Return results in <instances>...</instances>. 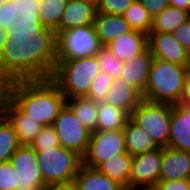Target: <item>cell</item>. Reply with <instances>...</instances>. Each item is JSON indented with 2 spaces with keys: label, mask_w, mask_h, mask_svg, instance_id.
Here are the masks:
<instances>
[{
  "label": "cell",
  "mask_w": 190,
  "mask_h": 190,
  "mask_svg": "<svg viewBox=\"0 0 190 190\" xmlns=\"http://www.w3.org/2000/svg\"><path fill=\"white\" fill-rule=\"evenodd\" d=\"M0 54V88L17 80L51 78L57 65V34L41 19H19Z\"/></svg>",
  "instance_id": "cell-1"
},
{
  "label": "cell",
  "mask_w": 190,
  "mask_h": 190,
  "mask_svg": "<svg viewBox=\"0 0 190 190\" xmlns=\"http://www.w3.org/2000/svg\"><path fill=\"white\" fill-rule=\"evenodd\" d=\"M0 91L26 116L43 126L53 125L66 98L51 79L17 80Z\"/></svg>",
  "instance_id": "cell-2"
},
{
  "label": "cell",
  "mask_w": 190,
  "mask_h": 190,
  "mask_svg": "<svg viewBox=\"0 0 190 190\" xmlns=\"http://www.w3.org/2000/svg\"><path fill=\"white\" fill-rule=\"evenodd\" d=\"M188 77V66L154 59L149 73L144 100L176 104Z\"/></svg>",
  "instance_id": "cell-3"
},
{
  "label": "cell",
  "mask_w": 190,
  "mask_h": 190,
  "mask_svg": "<svg viewBox=\"0 0 190 190\" xmlns=\"http://www.w3.org/2000/svg\"><path fill=\"white\" fill-rule=\"evenodd\" d=\"M96 55L73 59H57L51 79L66 99L86 97L93 79L100 72Z\"/></svg>",
  "instance_id": "cell-4"
},
{
  "label": "cell",
  "mask_w": 190,
  "mask_h": 190,
  "mask_svg": "<svg viewBox=\"0 0 190 190\" xmlns=\"http://www.w3.org/2000/svg\"><path fill=\"white\" fill-rule=\"evenodd\" d=\"M36 155L46 185L73 181L83 164L81 155L62 146L36 151Z\"/></svg>",
  "instance_id": "cell-5"
},
{
  "label": "cell",
  "mask_w": 190,
  "mask_h": 190,
  "mask_svg": "<svg viewBox=\"0 0 190 190\" xmlns=\"http://www.w3.org/2000/svg\"><path fill=\"white\" fill-rule=\"evenodd\" d=\"M130 118L142 127L160 147L169 144L171 104L142 100Z\"/></svg>",
  "instance_id": "cell-6"
},
{
  "label": "cell",
  "mask_w": 190,
  "mask_h": 190,
  "mask_svg": "<svg viewBox=\"0 0 190 190\" xmlns=\"http://www.w3.org/2000/svg\"><path fill=\"white\" fill-rule=\"evenodd\" d=\"M101 46L93 25L67 29L57 35V59L93 56Z\"/></svg>",
  "instance_id": "cell-7"
},
{
  "label": "cell",
  "mask_w": 190,
  "mask_h": 190,
  "mask_svg": "<svg viewBox=\"0 0 190 190\" xmlns=\"http://www.w3.org/2000/svg\"><path fill=\"white\" fill-rule=\"evenodd\" d=\"M52 126L55 129L60 146L75 151L82 157L85 155L91 131L77 119L66 104L60 110Z\"/></svg>",
  "instance_id": "cell-8"
},
{
  "label": "cell",
  "mask_w": 190,
  "mask_h": 190,
  "mask_svg": "<svg viewBox=\"0 0 190 190\" xmlns=\"http://www.w3.org/2000/svg\"><path fill=\"white\" fill-rule=\"evenodd\" d=\"M126 153L124 133L122 130L93 131L87 151L83 156V164L95 168L114 155Z\"/></svg>",
  "instance_id": "cell-9"
},
{
  "label": "cell",
  "mask_w": 190,
  "mask_h": 190,
  "mask_svg": "<svg viewBox=\"0 0 190 190\" xmlns=\"http://www.w3.org/2000/svg\"><path fill=\"white\" fill-rule=\"evenodd\" d=\"M162 147L132 156L130 189L154 188L160 179Z\"/></svg>",
  "instance_id": "cell-10"
},
{
  "label": "cell",
  "mask_w": 190,
  "mask_h": 190,
  "mask_svg": "<svg viewBox=\"0 0 190 190\" xmlns=\"http://www.w3.org/2000/svg\"><path fill=\"white\" fill-rule=\"evenodd\" d=\"M19 177L15 190H44L47 186L41 176L36 151L21 145L10 158Z\"/></svg>",
  "instance_id": "cell-11"
},
{
  "label": "cell",
  "mask_w": 190,
  "mask_h": 190,
  "mask_svg": "<svg viewBox=\"0 0 190 190\" xmlns=\"http://www.w3.org/2000/svg\"><path fill=\"white\" fill-rule=\"evenodd\" d=\"M148 47L154 59L188 66L190 53L179 43L172 33H150Z\"/></svg>",
  "instance_id": "cell-12"
},
{
  "label": "cell",
  "mask_w": 190,
  "mask_h": 190,
  "mask_svg": "<svg viewBox=\"0 0 190 190\" xmlns=\"http://www.w3.org/2000/svg\"><path fill=\"white\" fill-rule=\"evenodd\" d=\"M0 112L14 127L21 145H29L44 127L39 122L23 114L1 91Z\"/></svg>",
  "instance_id": "cell-13"
},
{
  "label": "cell",
  "mask_w": 190,
  "mask_h": 190,
  "mask_svg": "<svg viewBox=\"0 0 190 190\" xmlns=\"http://www.w3.org/2000/svg\"><path fill=\"white\" fill-rule=\"evenodd\" d=\"M167 147L190 152V104H171V124Z\"/></svg>",
  "instance_id": "cell-14"
},
{
  "label": "cell",
  "mask_w": 190,
  "mask_h": 190,
  "mask_svg": "<svg viewBox=\"0 0 190 190\" xmlns=\"http://www.w3.org/2000/svg\"><path fill=\"white\" fill-rule=\"evenodd\" d=\"M153 61L154 56L152 55V51L147 47L137 57L123 63V69L119 78L132 85L143 95Z\"/></svg>",
  "instance_id": "cell-15"
},
{
  "label": "cell",
  "mask_w": 190,
  "mask_h": 190,
  "mask_svg": "<svg viewBox=\"0 0 190 190\" xmlns=\"http://www.w3.org/2000/svg\"><path fill=\"white\" fill-rule=\"evenodd\" d=\"M190 179V152L162 147V166L159 180Z\"/></svg>",
  "instance_id": "cell-16"
},
{
  "label": "cell",
  "mask_w": 190,
  "mask_h": 190,
  "mask_svg": "<svg viewBox=\"0 0 190 190\" xmlns=\"http://www.w3.org/2000/svg\"><path fill=\"white\" fill-rule=\"evenodd\" d=\"M121 61L134 59L148 47V35L132 30L105 45Z\"/></svg>",
  "instance_id": "cell-17"
},
{
  "label": "cell",
  "mask_w": 190,
  "mask_h": 190,
  "mask_svg": "<svg viewBox=\"0 0 190 190\" xmlns=\"http://www.w3.org/2000/svg\"><path fill=\"white\" fill-rule=\"evenodd\" d=\"M97 8L83 0H68L59 25V33L72 28L93 25Z\"/></svg>",
  "instance_id": "cell-18"
},
{
  "label": "cell",
  "mask_w": 190,
  "mask_h": 190,
  "mask_svg": "<svg viewBox=\"0 0 190 190\" xmlns=\"http://www.w3.org/2000/svg\"><path fill=\"white\" fill-rule=\"evenodd\" d=\"M143 100L142 94L132 85L117 77L113 79L104 102L121 108L131 115L132 111Z\"/></svg>",
  "instance_id": "cell-19"
},
{
  "label": "cell",
  "mask_w": 190,
  "mask_h": 190,
  "mask_svg": "<svg viewBox=\"0 0 190 190\" xmlns=\"http://www.w3.org/2000/svg\"><path fill=\"white\" fill-rule=\"evenodd\" d=\"M123 133L126 152L131 156L160 148L157 142L131 118L123 127Z\"/></svg>",
  "instance_id": "cell-20"
},
{
  "label": "cell",
  "mask_w": 190,
  "mask_h": 190,
  "mask_svg": "<svg viewBox=\"0 0 190 190\" xmlns=\"http://www.w3.org/2000/svg\"><path fill=\"white\" fill-rule=\"evenodd\" d=\"M93 26L101 45L132 31L123 16L97 13Z\"/></svg>",
  "instance_id": "cell-21"
},
{
  "label": "cell",
  "mask_w": 190,
  "mask_h": 190,
  "mask_svg": "<svg viewBox=\"0 0 190 190\" xmlns=\"http://www.w3.org/2000/svg\"><path fill=\"white\" fill-rule=\"evenodd\" d=\"M74 182L77 190H124L110 177L85 164L80 167Z\"/></svg>",
  "instance_id": "cell-22"
},
{
  "label": "cell",
  "mask_w": 190,
  "mask_h": 190,
  "mask_svg": "<svg viewBox=\"0 0 190 190\" xmlns=\"http://www.w3.org/2000/svg\"><path fill=\"white\" fill-rule=\"evenodd\" d=\"M132 156L127 152L114 155L105 162L99 163L95 168L110 177L124 189H130V171Z\"/></svg>",
  "instance_id": "cell-23"
},
{
  "label": "cell",
  "mask_w": 190,
  "mask_h": 190,
  "mask_svg": "<svg viewBox=\"0 0 190 190\" xmlns=\"http://www.w3.org/2000/svg\"><path fill=\"white\" fill-rule=\"evenodd\" d=\"M189 19V11L168 5L163 11L153 17V25L150 33H173Z\"/></svg>",
  "instance_id": "cell-24"
},
{
  "label": "cell",
  "mask_w": 190,
  "mask_h": 190,
  "mask_svg": "<svg viewBox=\"0 0 190 190\" xmlns=\"http://www.w3.org/2000/svg\"><path fill=\"white\" fill-rule=\"evenodd\" d=\"M66 105L77 119L91 132L96 130L99 103L88 97L66 99Z\"/></svg>",
  "instance_id": "cell-25"
},
{
  "label": "cell",
  "mask_w": 190,
  "mask_h": 190,
  "mask_svg": "<svg viewBox=\"0 0 190 190\" xmlns=\"http://www.w3.org/2000/svg\"><path fill=\"white\" fill-rule=\"evenodd\" d=\"M130 115L121 108L100 102L95 131L122 130Z\"/></svg>",
  "instance_id": "cell-26"
},
{
  "label": "cell",
  "mask_w": 190,
  "mask_h": 190,
  "mask_svg": "<svg viewBox=\"0 0 190 190\" xmlns=\"http://www.w3.org/2000/svg\"><path fill=\"white\" fill-rule=\"evenodd\" d=\"M123 18L132 30L149 35L153 25V17L140 0H135L123 13Z\"/></svg>",
  "instance_id": "cell-27"
},
{
  "label": "cell",
  "mask_w": 190,
  "mask_h": 190,
  "mask_svg": "<svg viewBox=\"0 0 190 190\" xmlns=\"http://www.w3.org/2000/svg\"><path fill=\"white\" fill-rule=\"evenodd\" d=\"M20 146L14 127L0 112V163L10 161Z\"/></svg>",
  "instance_id": "cell-28"
},
{
  "label": "cell",
  "mask_w": 190,
  "mask_h": 190,
  "mask_svg": "<svg viewBox=\"0 0 190 190\" xmlns=\"http://www.w3.org/2000/svg\"><path fill=\"white\" fill-rule=\"evenodd\" d=\"M68 0H42L40 18L44 27L59 34V25Z\"/></svg>",
  "instance_id": "cell-29"
},
{
  "label": "cell",
  "mask_w": 190,
  "mask_h": 190,
  "mask_svg": "<svg viewBox=\"0 0 190 190\" xmlns=\"http://www.w3.org/2000/svg\"><path fill=\"white\" fill-rule=\"evenodd\" d=\"M96 58L101 71L110 75L113 79L120 76L124 62L119 60L105 45L98 49Z\"/></svg>",
  "instance_id": "cell-30"
},
{
  "label": "cell",
  "mask_w": 190,
  "mask_h": 190,
  "mask_svg": "<svg viewBox=\"0 0 190 190\" xmlns=\"http://www.w3.org/2000/svg\"><path fill=\"white\" fill-rule=\"evenodd\" d=\"M113 78L103 71H100L98 75L93 79L90 86V91L86 97L100 103L104 102L106 94L112 85Z\"/></svg>",
  "instance_id": "cell-31"
},
{
  "label": "cell",
  "mask_w": 190,
  "mask_h": 190,
  "mask_svg": "<svg viewBox=\"0 0 190 190\" xmlns=\"http://www.w3.org/2000/svg\"><path fill=\"white\" fill-rule=\"evenodd\" d=\"M29 146L35 151L60 146L54 127L44 126Z\"/></svg>",
  "instance_id": "cell-32"
},
{
  "label": "cell",
  "mask_w": 190,
  "mask_h": 190,
  "mask_svg": "<svg viewBox=\"0 0 190 190\" xmlns=\"http://www.w3.org/2000/svg\"><path fill=\"white\" fill-rule=\"evenodd\" d=\"M42 0H14V9L20 19H41L40 4Z\"/></svg>",
  "instance_id": "cell-33"
},
{
  "label": "cell",
  "mask_w": 190,
  "mask_h": 190,
  "mask_svg": "<svg viewBox=\"0 0 190 190\" xmlns=\"http://www.w3.org/2000/svg\"><path fill=\"white\" fill-rule=\"evenodd\" d=\"M19 177L10 161L0 163V190H15Z\"/></svg>",
  "instance_id": "cell-34"
},
{
  "label": "cell",
  "mask_w": 190,
  "mask_h": 190,
  "mask_svg": "<svg viewBox=\"0 0 190 190\" xmlns=\"http://www.w3.org/2000/svg\"><path fill=\"white\" fill-rule=\"evenodd\" d=\"M134 1L135 0H102L97 7V13L122 16Z\"/></svg>",
  "instance_id": "cell-35"
},
{
  "label": "cell",
  "mask_w": 190,
  "mask_h": 190,
  "mask_svg": "<svg viewBox=\"0 0 190 190\" xmlns=\"http://www.w3.org/2000/svg\"><path fill=\"white\" fill-rule=\"evenodd\" d=\"M20 19L15 13L14 0H9L0 5V29L7 30Z\"/></svg>",
  "instance_id": "cell-36"
},
{
  "label": "cell",
  "mask_w": 190,
  "mask_h": 190,
  "mask_svg": "<svg viewBox=\"0 0 190 190\" xmlns=\"http://www.w3.org/2000/svg\"><path fill=\"white\" fill-rule=\"evenodd\" d=\"M155 190H190V179L183 180H159Z\"/></svg>",
  "instance_id": "cell-37"
},
{
  "label": "cell",
  "mask_w": 190,
  "mask_h": 190,
  "mask_svg": "<svg viewBox=\"0 0 190 190\" xmlns=\"http://www.w3.org/2000/svg\"><path fill=\"white\" fill-rule=\"evenodd\" d=\"M172 34L190 53V19L177 28Z\"/></svg>",
  "instance_id": "cell-38"
},
{
  "label": "cell",
  "mask_w": 190,
  "mask_h": 190,
  "mask_svg": "<svg viewBox=\"0 0 190 190\" xmlns=\"http://www.w3.org/2000/svg\"><path fill=\"white\" fill-rule=\"evenodd\" d=\"M152 17L163 11L169 4L168 0H140Z\"/></svg>",
  "instance_id": "cell-39"
},
{
  "label": "cell",
  "mask_w": 190,
  "mask_h": 190,
  "mask_svg": "<svg viewBox=\"0 0 190 190\" xmlns=\"http://www.w3.org/2000/svg\"><path fill=\"white\" fill-rule=\"evenodd\" d=\"M44 190H77L76 184L73 181L54 183L47 185Z\"/></svg>",
  "instance_id": "cell-40"
},
{
  "label": "cell",
  "mask_w": 190,
  "mask_h": 190,
  "mask_svg": "<svg viewBox=\"0 0 190 190\" xmlns=\"http://www.w3.org/2000/svg\"><path fill=\"white\" fill-rule=\"evenodd\" d=\"M176 104H190V77L189 76L187 77L185 81L181 96Z\"/></svg>",
  "instance_id": "cell-41"
},
{
  "label": "cell",
  "mask_w": 190,
  "mask_h": 190,
  "mask_svg": "<svg viewBox=\"0 0 190 190\" xmlns=\"http://www.w3.org/2000/svg\"><path fill=\"white\" fill-rule=\"evenodd\" d=\"M168 4L190 12V0H168Z\"/></svg>",
  "instance_id": "cell-42"
},
{
  "label": "cell",
  "mask_w": 190,
  "mask_h": 190,
  "mask_svg": "<svg viewBox=\"0 0 190 190\" xmlns=\"http://www.w3.org/2000/svg\"><path fill=\"white\" fill-rule=\"evenodd\" d=\"M8 36L6 30H1L0 29V54L3 51V48L7 42Z\"/></svg>",
  "instance_id": "cell-43"
},
{
  "label": "cell",
  "mask_w": 190,
  "mask_h": 190,
  "mask_svg": "<svg viewBox=\"0 0 190 190\" xmlns=\"http://www.w3.org/2000/svg\"><path fill=\"white\" fill-rule=\"evenodd\" d=\"M83 1L92 4L97 8L100 5L102 0H83Z\"/></svg>",
  "instance_id": "cell-44"
},
{
  "label": "cell",
  "mask_w": 190,
  "mask_h": 190,
  "mask_svg": "<svg viewBox=\"0 0 190 190\" xmlns=\"http://www.w3.org/2000/svg\"><path fill=\"white\" fill-rule=\"evenodd\" d=\"M9 0H0V5L5 4L6 2H8Z\"/></svg>",
  "instance_id": "cell-45"
},
{
  "label": "cell",
  "mask_w": 190,
  "mask_h": 190,
  "mask_svg": "<svg viewBox=\"0 0 190 190\" xmlns=\"http://www.w3.org/2000/svg\"><path fill=\"white\" fill-rule=\"evenodd\" d=\"M188 76L190 77V63L188 65Z\"/></svg>",
  "instance_id": "cell-46"
},
{
  "label": "cell",
  "mask_w": 190,
  "mask_h": 190,
  "mask_svg": "<svg viewBox=\"0 0 190 190\" xmlns=\"http://www.w3.org/2000/svg\"><path fill=\"white\" fill-rule=\"evenodd\" d=\"M124 190H145V189H124Z\"/></svg>",
  "instance_id": "cell-47"
},
{
  "label": "cell",
  "mask_w": 190,
  "mask_h": 190,
  "mask_svg": "<svg viewBox=\"0 0 190 190\" xmlns=\"http://www.w3.org/2000/svg\"><path fill=\"white\" fill-rule=\"evenodd\" d=\"M145 190H155L154 188H145Z\"/></svg>",
  "instance_id": "cell-48"
}]
</instances>
